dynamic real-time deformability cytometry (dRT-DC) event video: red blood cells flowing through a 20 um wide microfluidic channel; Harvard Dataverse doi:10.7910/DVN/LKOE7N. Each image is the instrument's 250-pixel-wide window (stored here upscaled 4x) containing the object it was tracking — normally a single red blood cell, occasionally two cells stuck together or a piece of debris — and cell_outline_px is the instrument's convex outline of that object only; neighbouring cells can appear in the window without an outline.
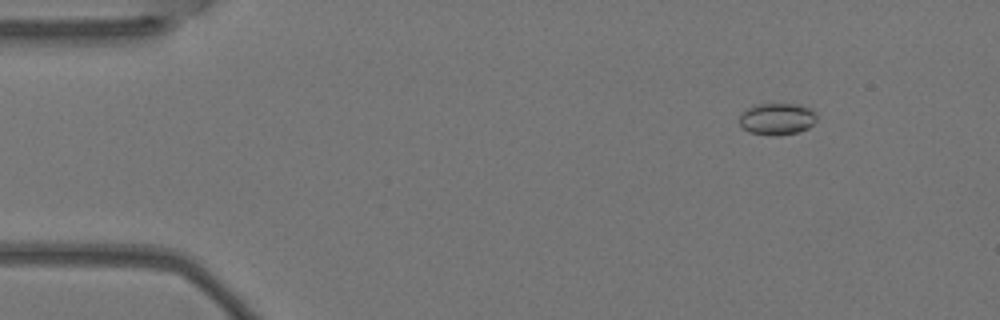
{"species": "Egyptian fruit bat (a non-hibernating species)", "species_latin": "Rousettus aegyptiacus", "temperature_condition": "warm", "stored_images_in_passage": 6, "camera_frame_rate_fps": 3000, "um_per_image_px": 0.085, "animal": {"sex": "female"}, "frame": {"image": 1, "passage_image": 2, "time_ms": 0.333, "image_size_px": [1000, 320], "cell_outline_px": [[816, 120], [808, 128], [800, 132], [780, 136], [768, 136], [748, 132], [740, 124], [740, 116], [752, 104], [800, 104], [812, 108], [816, 112]], "centroid_in_image_um": [66.08, 10.12], "position_along_channel_um": 18.9, "area_um2": 14.62}}
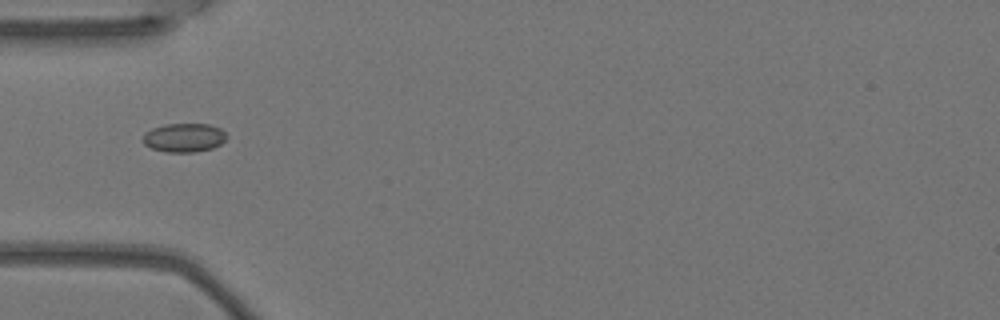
{"frame": {"image": 2, "passage_image": 5, "time_ms": 1.333, "image_size_px": [1000, 320], "cell_outline_px": [[228, 136], [220, 144], [212, 148], [196, 152], [164, 152], [152, 148], [144, 144], [140, 140], [144, 132], [152, 128], [164, 124], [208, 124], [220, 128]], "centroid_in_image_um": [15.6, 11.7], "position_along_channel_um": 69.4, "area_um2": 14.22}}
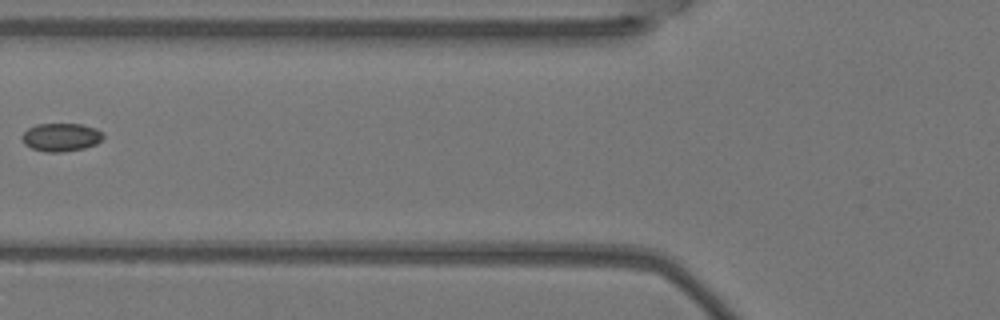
{"frame": {"image": 3, "passage_image": 6, "time_ms": 1.667, "image_size_px": [1000, 320], "cell_outline_px": [[104, 136], [96, 144], [84, 148], [60, 152], [48, 152], [32, 148], [24, 144], [20, 136], [28, 128], [36, 124], [80, 124], [96, 128]], "centroid_in_image_um": [5.16, 11.66], "position_along_channel_um": 120.6, "area_um2": 13.24}}